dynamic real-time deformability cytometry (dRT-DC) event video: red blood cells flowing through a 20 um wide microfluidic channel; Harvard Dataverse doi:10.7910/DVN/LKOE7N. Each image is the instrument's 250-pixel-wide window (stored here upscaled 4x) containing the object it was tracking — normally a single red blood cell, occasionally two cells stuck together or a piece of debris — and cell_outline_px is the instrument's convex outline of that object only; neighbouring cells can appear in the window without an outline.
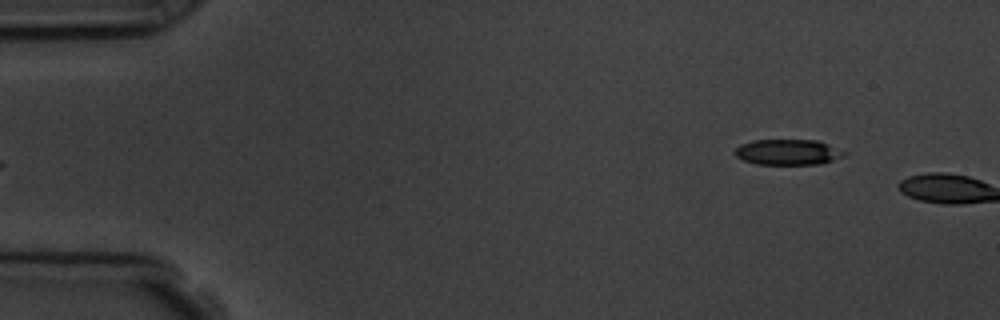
{"species": "common noctule bat (a hibernating species)", "species_latin": "Nyctalus noctula", "temperature_condition": "room temperature", "stored_images_in_passage": 4, "segment_of_instrument_passage": [2, 2], "camera_frame_rate_fps": 3000, "um_per_image_px": 0.085, "animal": {"sex": "male", "body_mass_g": 19.5, "forearm_length_mm": 54.6}, "frame": {"image": 1, "passage_image": 4, "time_ms": 3.667, "image_size_px": [1000, 320], "cell_outline_px": [[848, 152], [844, 156], [820, 164], [756, 164], [744, 160], [736, 156], [736, 148], [740, 144], [752, 140], [816, 140], [828, 144]], "centroid_in_image_um": [66.99, 12.92], "position_along_channel_um": 18.0, "area_um2": 16.24}}